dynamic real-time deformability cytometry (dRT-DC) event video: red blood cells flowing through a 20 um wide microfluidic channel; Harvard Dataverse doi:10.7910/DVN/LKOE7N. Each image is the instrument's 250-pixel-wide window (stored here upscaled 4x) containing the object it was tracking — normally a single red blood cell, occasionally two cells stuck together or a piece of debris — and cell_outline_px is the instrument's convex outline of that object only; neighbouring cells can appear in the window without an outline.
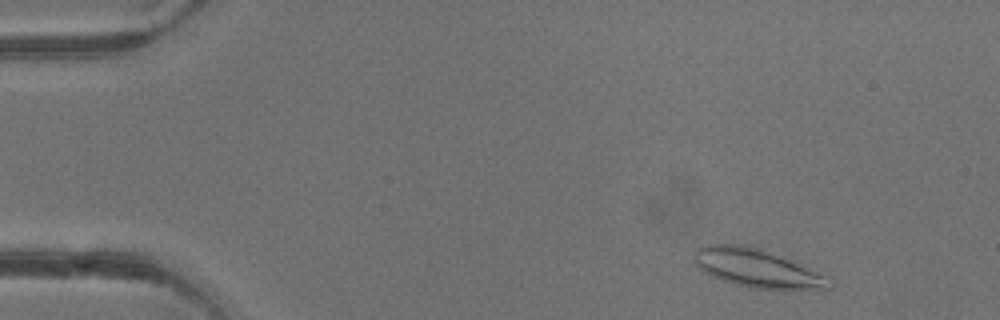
{"species": "common noctule bat (a hibernating species)", "species_latin": "Nyctalus noctula", "temperature_condition": "warm", "stored_images_in_passage": 6, "camera_frame_rate_fps": 3000, "um_per_image_px": 0.085, "animal": {"sex": "male", "body_mass_g": 13.3}, "frame": {"image": 1, "passage_image": 6, "time_ms": 6.0, "image_size_px": [1000, 320], "cell_outline_px": [[836, 280], [832, 288], [820, 292], [752, 288], [736, 284], [712, 276], [704, 272], [696, 264], [696, 248], [708, 244], [740, 244], [760, 248], [796, 260]], "centroid_in_image_um": [64.58, 22.84], "position_along_channel_um": 20.4, "area_um2": 31.39}}